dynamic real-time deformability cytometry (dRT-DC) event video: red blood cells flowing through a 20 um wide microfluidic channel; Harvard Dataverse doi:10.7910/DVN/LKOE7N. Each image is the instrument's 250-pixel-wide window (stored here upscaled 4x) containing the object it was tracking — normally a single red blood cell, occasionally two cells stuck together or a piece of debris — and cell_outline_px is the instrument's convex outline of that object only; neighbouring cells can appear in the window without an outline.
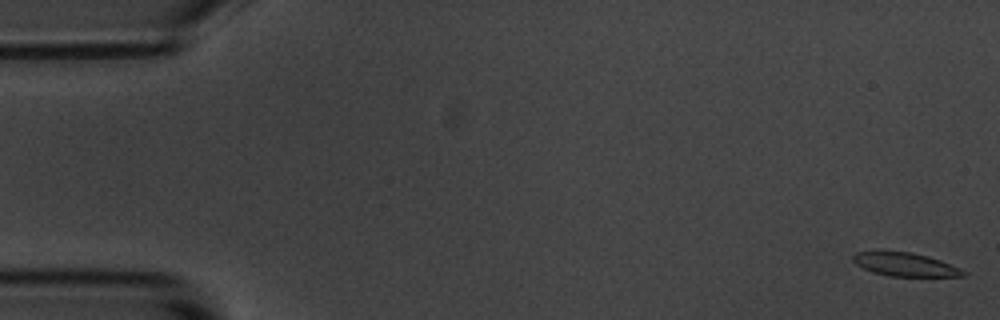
{"species": "common noctule bat (a hibernating species)", "species_latin": "Nyctalus noctula", "temperature_condition": "room temperature", "stored_images_in_passage": 55, "camera_frame_rate_fps": 3000, "um_per_image_px": 0.085, "animal": {"sex": "male", "body_mass_g": 20.1, "forearm_length_mm": 53.5}, "frame": {"image": 1, "passage_image": 1, "time_ms": 0.0, "image_size_px": [1000, 320], "cell_outline_px": [[968, 272], [964, 276], [888, 276], [872, 272], [856, 264], [852, 260], [852, 256], [856, 252], [912, 252], [928, 256], [940, 260], [960, 268]], "centroid_in_image_um": [76.95, 22.49], "position_along_channel_um": 8.0, "area_um2": 14.91}}
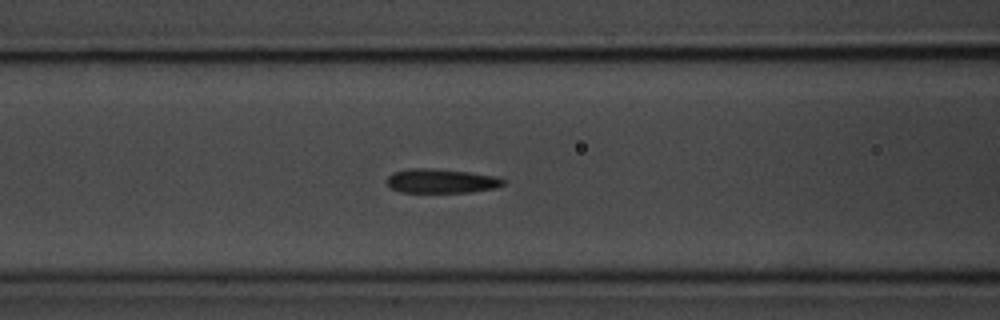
{"frame": {"image": 2, "passage_image": 22, "time_ms": 7.0, "image_size_px": [1000, 320], "cell_outline_px": [[504, 184], [496, 188], [472, 192], [400, 192], [392, 188], [388, 184], [388, 176], [392, 172], [412, 168], [428, 168], [468, 172], [500, 176], [504, 180]], "centroid_in_image_um": [37.54, 15.38], "position_along_channel_um": 129.1, "area_um2": 16.42}}
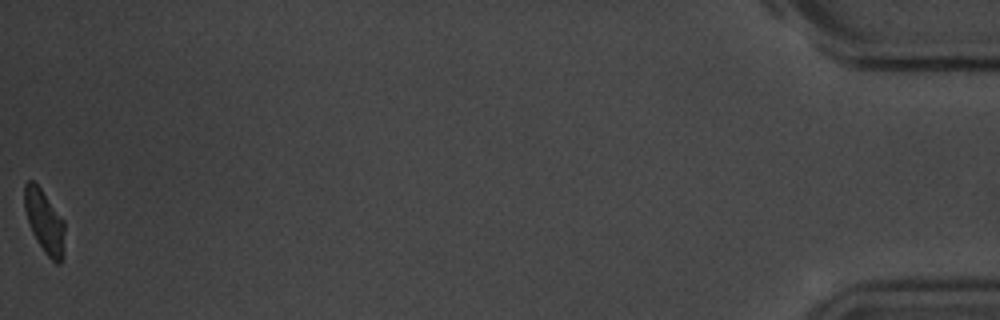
{"frame": {"image": 3, "passage_image": 55, "time_ms": 18.0, "image_size_px": [1000, 320], "cell_outline_px": [[64, 256], [60, 264], [56, 264], [44, 252], [36, 240], [28, 224], [24, 208], [24, 184], [28, 180], [32, 180], [40, 188], [64, 220]], "centroid_in_image_um": [3.78, 18.86], "position_along_channel_um": 431.4, "area_um2": 14.91}, "authors_computed_cell_mechanics": {"area_um2": 16.4152, "velocity_mm_per_s": 3.6506, "shape_relaxation_time_tau1_ms": 2.7709, "shape_relaxation_time_tau2_ms": 3.4948, "deformation_change_tau1": 0.0924, "deformation_change_tau2": 0.0799}}